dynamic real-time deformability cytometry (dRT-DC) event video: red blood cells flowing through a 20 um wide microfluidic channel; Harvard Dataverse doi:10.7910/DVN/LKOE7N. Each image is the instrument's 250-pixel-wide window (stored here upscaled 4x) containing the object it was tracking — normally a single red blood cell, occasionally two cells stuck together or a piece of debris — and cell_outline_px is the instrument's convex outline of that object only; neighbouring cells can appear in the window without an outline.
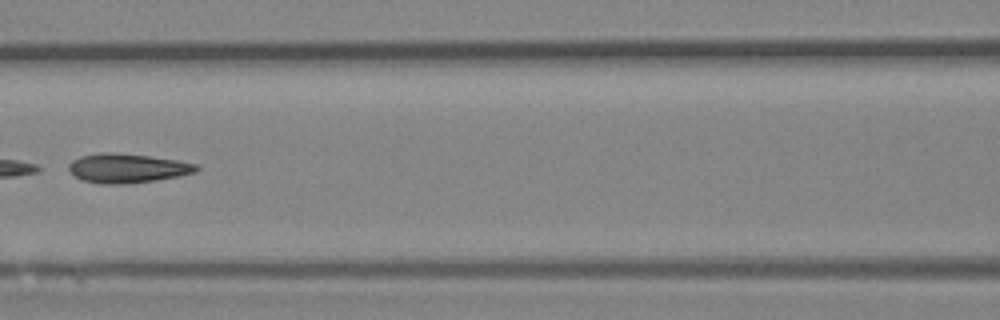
{"species": "Egyptian fruit bat (a non-hibernating species)", "species_latin": "Rousettus aegyptiacus", "temperature_condition": "room temperature", "stored_images_in_passage": 7, "camera_frame_rate_fps": 3000, "um_per_image_px": 0.085, "animal": {"sex": "female"}, "frame": {"image": 1, "passage_image": 6, "time_ms": 6.0, "image_size_px": [1000, 320], "cell_outline_px": [[200, 168], [196, 172], [180, 176], [156, 180], [124, 184], [100, 184], [80, 180], [68, 168], [68, 164], [72, 160], [80, 156], [100, 152], [112, 152], [148, 156], [176, 160], [196, 164]], "centroid_in_image_um": [10.8, 14.3], "position_along_channel_um": 155.8, "area_um2": 21.79}}
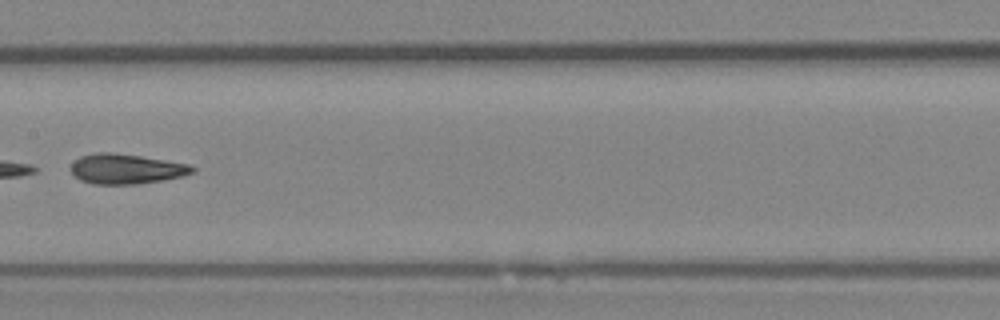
{"frame": {"image": 2, "passage_image": 7, "time_ms": 7.0, "image_size_px": [1000, 320], "cell_outline_px": [[196, 172], [184, 176], [136, 184], [92, 184], [80, 180], [72, 172], [72, 164], [80, 156], [96, 152], [112, 152], [140, 156], [188, 164], [196, 168]], "centroid_in_image_um": [10.74, 14.35], "position_along_channel_um": 196.7, "area_um2": 21.1}}